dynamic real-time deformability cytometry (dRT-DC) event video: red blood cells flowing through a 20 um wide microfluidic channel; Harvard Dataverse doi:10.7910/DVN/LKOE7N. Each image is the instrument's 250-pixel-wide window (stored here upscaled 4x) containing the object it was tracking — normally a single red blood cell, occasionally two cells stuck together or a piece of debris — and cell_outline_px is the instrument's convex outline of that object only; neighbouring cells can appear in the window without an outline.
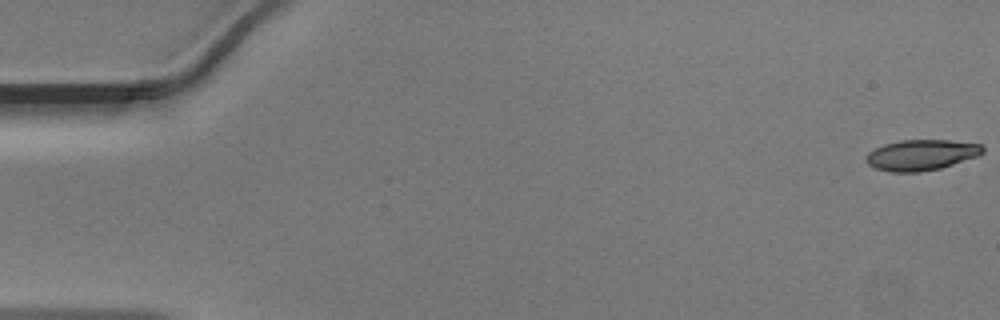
{"species": "Egyptian fruit bat (a non-hibernating species)", "species_latin": "Rousettus aegyptiacus", "temperature_condition": "warm", "stored_images_in_passage": 49, "camera_frame_rate_fps": 3000, "um_per_image_px": 0.085, "animal": {"sex": "male"}, "frame": {"image": 1, "passage_image": 1, "time_ms": 0.0, "image_size_px": [1000, 320], "cell_outline_px": [[984, 152], [976, 156], [940, 168], [920, 172], [892, 172], [876, 168], [868, 164], [864, 160], [868, 152], [884, 144], [900, 140], [948, 140], [980, 144], [984, 148]], "centroid_in_image_um": [78.27, 13.17], "position_along_channel_um": 6.7, "area_um2": 20.69}}
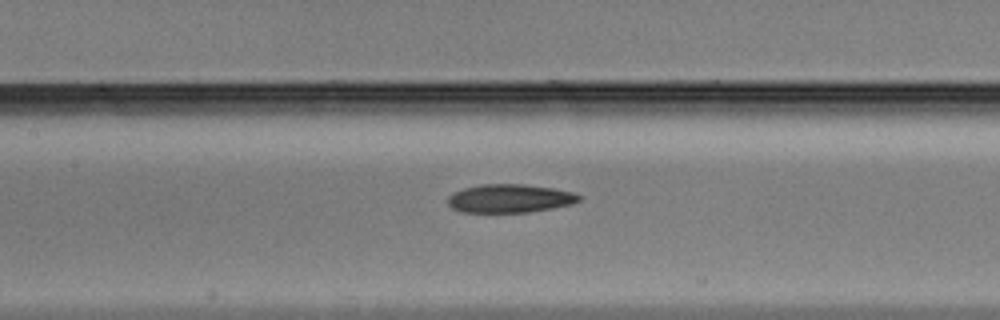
{"frame": {"image": 2, "passage_image": 23, "time_ms": 7.333, "image_size_px": [1000, 320], "cell_outline_px": [[584, 196], [580, 200], [572, 204], [552, 208], [528, 212], [460, 212], [452, 208], [448, 204], [448, 196], [452, 192], [464, 188], [480, 184], [524, 184], [552, 188], [572, 192]], "centroid_in_image_um": [43.32, 16.86], "position_along_channel_um": 164.1, "area_um2": 21.85}}
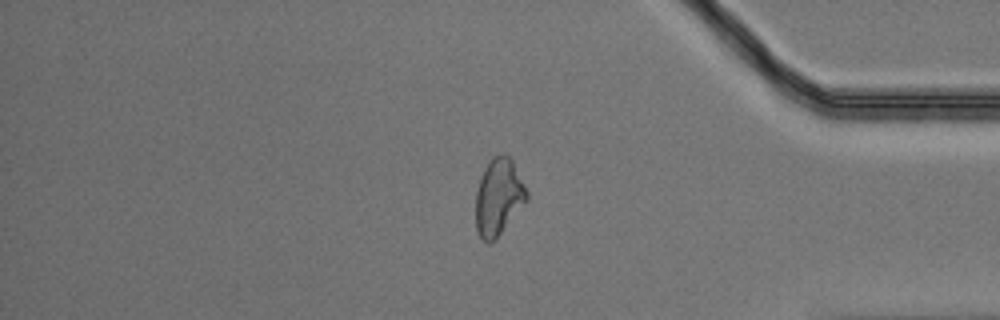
{"frame": {"image": 3, "passage_image": 41, "time_ms": 13.333, "image_size_px": [1000, 320], "cell_outline_px": [[528, 200], [500, 232], [488, 244], [480, 236], [476, 228], [476, 192], [480, 176], [484, 168], [492, 156], [504, 152], [508, 152], [528, 192]], "centroid_in_image_um": [42.37, 16.66], "position_along_channel_um": 392.8, "area_um2": 22.66}}